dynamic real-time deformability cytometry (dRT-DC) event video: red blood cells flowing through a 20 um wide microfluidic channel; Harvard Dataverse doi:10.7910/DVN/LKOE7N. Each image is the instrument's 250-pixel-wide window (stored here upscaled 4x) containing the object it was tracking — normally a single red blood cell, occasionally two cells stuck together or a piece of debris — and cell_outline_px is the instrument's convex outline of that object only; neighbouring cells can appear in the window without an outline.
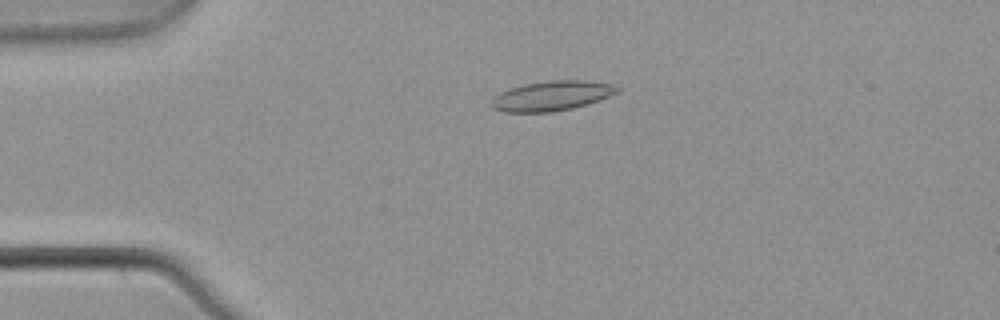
{"species": "common noctule bat (a hibernating species)", "species_latin": "Nyctalus noctula", "temperature_condition": "warm", "stored_images_in_passage": 6, "camera_frame_rate_fps": 3000, "um_per_image_px": 0.085, "animal": {"sex": "male", "body_mass_g": 21.5, "forearm_length_mm": 52.0}, "frame": {"image": 1, "passage_image": 6, "time_ms": 1.667, "image_size_px": [1000, 320], "cell_outline_px": [[624, 88], [620, 92], [588, 104], [572, 108], [552, 112], [504, 112], [492, 108], [488, 104], [492, 96], [508, 88], [524, 84], [548, 80], [592, 80], [612, 84]], "centroid_in_image_um": [46.9, 8.13], "position_along_channel_um": 38.1, "area_um2": 22.43}}